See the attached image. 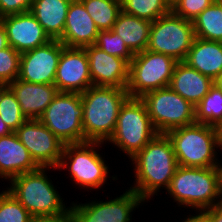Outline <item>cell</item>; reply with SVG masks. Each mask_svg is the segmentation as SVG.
<instances>
[{
	"instance_id": "cell-1",
	"label": "cell",
	"mask_w": 222,
	"mask_h": 222,
	"mask_svg": "<svg viewBox=\"0 0 222 222\" xmlns=\"http://www.w3.org/2000/svg\"><path fill=\"white\" fill-rule=\"evenodd\" d=\"M135 181L130 187L145 202L168 189L178 167L172 143L166 134H157L131 158Z\"/></svg>"
},
{
	"instance_id": "cell-2",
	"label": "cell",
	"mask_w": 222,
	"mask_h": 222,
	"mask_svg": "<svg viewBox=\"0 0 222 222\" xmlns=\"http://www.w3.org/2000/svg\"><path fill=\"white\" fill-rule=\"evenodd\" d=\"M166 192L178 204L195 213L222 202V166L199 168L178 165Z\"/></svg>"
},
{
	"instance_id": "cell-3",
	"label": "cell",
	"mask_w": 222,
	"mask_h": 222,
	"mask_svg": "<svg viewBox=\"0 0 222 222\" xmlns=\"http://www.w3.org/2000/svg\"><path fill=\"white\" fill-rule=\"evenodd\" d=\"M129 98L127 89L90 86L81 94L84 142H107L113 135L119 111Z\"/></svg>"
},
{
	"instance_id": "cell-4",
	"label": "cell",
	"mask_w": 222,
	"mask_h": 222,
	"mask_svg": "<svg viewBox=\"0 0 222 222\" xmlns=\"http://www.w3.org/2000/svg\"><path fill=\"white\" fill-rule=\"evenodd\" d=\"M50 167L23 173L10 180L7 189L32 216H69L64 199L59 195L57 186L48 178ZM63 199V200H62Z\"/></svg>"
},
{
	"instance_id": "cell-5",
	"label": "cell",
	"mask_w": 222,
	"mask_h": 222,
	"mask_svg": "<svg viewBox=\"0 0 222 222\" xmlns=\"http://www.w3.org/2000/svg\"><path fill=\"white\" fill-rule=\"evenodd\" d=\"M166 135L172 143L178 165L199 168L222 166L217 156L220 148L217 127L195 122L173 129Z\"/></svg>"
},
{
	"instance_id": "cell-6",
	"label": "cell",
	"mask_w": 222,
	"mask_h": 222,
	"mask_svg": "<svg viewBox=\"0 0 222 222\" xmlns=\"http://www.w3.org/2000/svg\"><path fill=\"white\" fill-rule=\"evenodd\" d=\"M103 142H84L66 144L63 148L61 161L57 169L68 170L71 181L83 189H99L109 176V166L106 160L98 153ZM98 148V149H97ZM97 149V150H96ZM89 189V190H88Z\"/></svg>"
},
{
	"instance_id": "cell-7",
	"label": "cell",
	"mask_w": 222,
	"mask_h": 222,
	"mask_svg": "<svg viewBox=\"0 0 222 222\" xmlns=\"http://www.w3.org/2000/svg\"><path fill=\"white\" fill-rule=\"evenodd\" d=\"M157 134L145 103L129 97L121 106L115 131L106 143L118 147L131 159Z\"/></svg>"
},
{
	"instance_id": "cell-8",
	"label": "cell",
	"mask_w": 222,
	"mask_h": 222,
	"mask_svg": "<svg viewBox=\"0 0 222 222\" xmlns=\"http://www.w3.org/2000/svg\"><path fill=\"white\" fill-rule=\"evenodd\" d=\"M177 63L170 56L148 50L134 54L126 88L129 97L141 98L147 92L168 87Z\"/></svg>"
},
{
	"instance_id": "cell-9",
	"label": "cell",
	"mask_w": 222,
	"mask_h": 222,
	"mask_svg": "<svg viewBox=\"0 0 222 222\" xmlns=\"http://www.w3.org/2000/svg\"><path fill=\"white\" fill-rule=\"evenodd\" d=\"M158 134L196 122L195 107L169 86L147 92L140 98Z\"/></svg>"
},
{
	"instance_id": "cell-10",
	"label": "cell",
	"mask_w": 222,
	"mask_h": 222,
	"mask_svg": "<svg viewBox=\"0 0 222 222\" xmlns=\"http://www.w3.org/2000/svg\"><path fill=\"white\" fill-rule=\"evenodd\" d=\"M81 94L58 92L39 120L65 145L84 143Z\"/></svg>"
},
{
	"instance_id": "cell-11",
	"label": "cell",
	"mask_w": 222,
	"mask_h": 222,
	"mask_svg": "<svg viewBox=\"0 0 222 222\" xmlns=\"http://www.w3.org/2000/svg\"><path fill=\"white\" fill-rule=\"evenodd\" d=\"M195 39L193 21L172 11L152 22L147 49L184 61Z\"/></svg>"
},
{
	"instance_id": "cell-12",
	"label": "cell",
	"mask_w": 222,
	"mask_h": 222,
	"mask_svg": "<svg viewBox=\"0 0 222 222\" xmlns=\"http://www.w3.org/2000/svg\"><path fill=\"white\" fill-rule=\"evenodd\" d=\"M145 201L133 190L126 189L125 193L109 201L92 200L88 203L70 205L71 222H132L133 211Z\"/></svg>"
},
{
	"instance_id": "cell-13",
	"label": "cell",
	"mask_w": 222,
	"mask_h": 222,
	"mask_svg": "<svg viewBox=\"0 0 222 222\" xmlns=\"http://www.w3.org/2000/svg\"><path fill=\"white\" fill-rule=\"evenodd\" d=\"M15 133L40 167L57 169L65 144L39 119H27Z\"/></svg>"
},
{
	"instance_id": "cell-14",
	"label": "cell",
	"mask_w": 222,
	"mask_h": 222,
	"mask_svg": "<svg viewBox=\"0 0 222 222\" xmlns=\"http://www.w3.org/2000/svg\"><path fill=\"white\" fill-rule=\"evenodd\" d=\"M59 40L21 53L18 79L35 84L54 85L56 70L62 49Z\"/></svg>"
},
{
	"instance_id": "cell-15",
	"label": "cell",
	"mask_w": 222,
	"mask_h": 222,
	"mask_svg": "<svg viewBox=\"0 0 222 222\" xmlns=\"http://www.w3.org/2000/svg\"><path fill=\"white\" fill-rule=\"evenodd\" d=\"M54 86L59 92L79 94L93 86L89 60L84 48L64 47L62 49Z\"/></svg>"
},
{
	"instance_id": "cell-16",
	"label": "cell",
	"mask_w": 222,
	"mask_h": 222,
	"mask_svg": "<svg viewBox=\"0 0 222 222\" xmlns=\"http://www.w3.org/2000/svg\"><path fill=\"white\" fill-rule=\"evenodd\" d=\"M93 86L126 89L129 81V63L122 58L109 55L94 44L84 47Z\"/></svg>"
},
{
	"instance_id": "cell-17",
	"label": "cell",
	"mask_w": 222,
	"mask_h": 222,
	"mask_svg": "<svg viewBox=\"0 0 222 222\" xmlns=\"http://www.w3.org/2000/svg\"><path fill=\"white\" fill-rule=\"evenodd\" d=\"M7 32L9 46L22 53L51 41L41 24L28 11L0 18Z\"/></svg>"
},
{
	"instance_id": "cell-18",
	"label": "cell",
	"mask_w": 222,
	"mask_h": 222,
	"mask_svg": "<svg viewBox=\"0 0 222 222\" xmlns=\"http://www.w3.org/2000/svg\"><path fill=\"white\" fill-rule=\"evenodd\" d=\"M98 28L80 0H72L59 41L70 48H84L95 44Z\"/></svg>"
},
{
	"instance_id": "cell-19",
	"label": "cell",
	"mask_w": 222,
	"mask_h": 222,
	"mask_svg": "<svg viewBox=\"0 0 222 222\" xmlns=\"http://www.w3.org/2000/svg\"><path fill=\"white\" fill-rule=\"evenodd\" d=\"M40 166L15 132L0 137V178L10 181L23 173L33 172Z\"/></svg>"
},
{
	"instance_id": "cell-20",
	"label": "cell",
	"mask_w": 222,
	"mask_h": 222,
	"mask_svg": "<svg viewBox=\"0 0 222 222\" xmlns=\"http://www.w3.org/2000/svg\"><path fill=\"white\" fill-rule=\"evenodd\" d=\"M27 119H39L59 92L51 84L28 83L18 78L8 85Z\"/></svg>"
},
{
	"instance_id": "cell-21",
	"label": "cell",
	"mask_w": 222,
	"mask_h": 222,
	"mask_svg": "<svg viewBox=\"0 0 222 222\" xmlns=\"http://www.w3.org/2000/svg\"><path fill=\"white\" fill-rule=\"evenodd\" d=\"M214 86V80L202 75L184 61L178 62L172 74L169 87L194 107Z\"/></svg>"
},
{
	"instance_id": "cell-22",
	"label": "cell",
	"mask_w": 222,
	"mask_h": 222,
	"mask_svg": "<svg viewBox=\"0 0 222 222\" xmlns=\"http://www.w3.org/2000/svg\"><path fill=\"white\" fill-rule=\"evenodd\" d=\"M184 62L215 80L222 72V42L195 37Z\"/></svg>"
},
{
	"instance_id": "cell-23",
	"label": "cell",
	"mask_w": 222,
	"mask_h": 222,
	"mask_svg": "<svg viewBox=\"0 0 222 222\" xmlns=\"http://www.w3.org/2000/svg\"><path fill=\"white\" fill-rule=\"evenodd\" d=\"M72 0H34L30 12L43 27L51 40H59L65 28L69 5Z\"/></svg>"
},
{
	"instance_id": "cell-24",
	"label": "cell",
	"mask_w": 222,
	"mask_h": 222,
	"mask_svg": "<svg viewBox=\"0 0 222 222\" xmlns=\"http://www.w3.org/2000/svg\"><path fill=\"white\" fill-rule=\"evenodd\" d=\"M152 22L120 11L112 31L122 38L127 48L133 53L147 49Z\"/></svg>"
},
{
	"instance_id": "cell-25",
	"label": "cell",
	"mask_w": 222,
	"mask_h": 222,
	"mask_svg": "<svg viewBox=\"0 0 222 222\" xmlns=\"http://www.w3.org/2000/svg\"><path fill=\"white\" fill-rule=\"evenodd\" d=\"M195 37L222 42V6L215 0L193 20Z\"/></svg>"
},
{
	"instance_id": "cell-26",
	"label": "cell",
	"mask_w": 222,
	"mask_h": 222,
	"mask_svg": "<svg viewBox=\"0 0 222 222\" xmlns=\"http://www.w3.org/2000/svg\"><path fill=\"white\" fill-rule=\"evenodd\" d=\"M99 31L112 30L122 10L121 0H80Z\"/></svg>"
},
{
	"instance_id": "cell-27",
	"label": "cell",
	"mask_w": 222,
	"mask_h": 222,
	"mask_svg": "<svg viewBox=\"0 0 222 222\" xmlns=\"http://www.w3.org/2000/svg\"><path fill=\"white\" fill-rule=\"evenodd\" d=\"M125 13L153 22L171 11L168 0H121Z\"/></svg>"
},
{
	"instance_id": "cell-28",
	"label": "cell",
	"mask_w": 222,
	"mask_h": 222,
	"mask_svg": "<svg viewBox=\"0 0 222 222\" xmlns=\"http://www.w3.org/2000/svg\"><path fill=\"white\" fill-rule=\"evenodd\" d=\"M195 120L215 127L222 123V91L215 85L195 107Z\"/></svg>"
},
{
	"instance_id": "cell-29",
	"label": "cell",
	"mask_w": 222,
	"mask_h": 222,
	"mask_svg": "<svg viewBox=\"0 0 222 222\" xmlns=\"http://www.w3.org/2000/svg\"><path fill=\"white\" fill-rule=\"evenodd\" d=\"M0 118L12 132L27 120L21 112L14 92L8 85L0 86Z\"/></svg>"
},
{
	"instance_id": "cell-30",
	"label": "cell",
	"mask_w": 222,
	"mask_h": 222,
	"mask_svg": "<svg viewBox=\"0 0 222 222\" xmlns=\"http://www.w3.org/2000/svg\"><path fill=\"white\" fill-rule=\"evenodd\" d=\"M31 217L8 190L0 192V222H29Z\"/></svg>"
},
{
	"instance_id": "cell-31",
	"label": "cell",
	"mask_w": 222,
	"mask_h": 222,
	"mask_svg": "<svg viewBox=\"0 0 222 222\" xmlns=\"http://www.w3.org/2000/svg\"><path fill=\"white\" fill-rule=\"evenodd\" d=\"M94 45L109 55L125 59L128 63L134 57V54L127 48L122 38L112 30L99 31Z\"/></svg>"
},
{
	"instance_id": "cell-32",
	"label": "cell",
	"mask_w": 222,
	"mask_h": 222,
	"mask_svg": "<svg viewBox=\"0 0 222 222\" xmlns=\"http://www.w3.org/2000/svg\"><path fill=\"white\" fill-rule=\"evenodd\" d=\"M21 53L9 46L0 50V86L9 85L19 76Z\"/></svg>"
},
{
	"instance_id": "cell-33",
	"label": "cell",
	"mask_w": 222,
	"mask_h": 222,
	"mask_svg": "<svg viewBox=\"0 0 222 222\" xmlns=\"http://www.w3.org/2000/svg\"><path fill=\"white\" fill-rule=\"evenodd\" d=\"M215 0H174L171 11L184 19L193 21L204 9Z\"/></svg>"
},
{
	"instance_id": "cell-34",
	"label": "cell",
	"mask_w": 222,
	"mask_h": 222,
	"mask_svg": "<svg viewBox=\"0 0 222 222\" xmlns=\"http://www.w3.org/2000/svg\"><path fill=\"white\" fill-rule=\"evenodd\" d=\"M34 0H0V18L30 11Z\"/></svg>"
},
{
	"instance_id": "cell-35",
	"label": "cell",
	"mask_w": 222,
	"mask_h": 222,
	"mask_svg": "<svg viewBox=\"0 0 222 222\" xmlns=\"http://www.w3.org/2000/svg\"><path fill=\"white\" fill-rule=\"evenodd\" d=\"M209 222H222V202L200 212Z\"/></svg>"
},
{
	"instance_id": "cell-36",
	"label": "cell",
	"mask_w": 222,
	"mask_h": 222,
	"mask_svg": "<svg viewBox=\"0 0 222 222\" xmlns=\"http://www.w3.org/2000/svg\"><path fill=\"white\" fill-rule=\"evenodd\" d=\"M29 222H71L70 216H32Z\"/></svg>"
},
{
	"instance_id": "cell-37",
	"label": "cell",
	"mask_w": 222,
	"mask_h": 222,
	"mask_svg": "<svg viewBox=\"0 0 222 222\" xmlns=\"http://www.w3.org/2000/svg\"><path fill=\"white\" fill-rule=\"evenodd\" d=\"M8 47L9 43H8L7 32L5 30L3 23L0 20V50H3Z\"/></svg>"
},
{
	"instance_id": "cell-38",
	"label": "cell",
	"mask_w": 222,
	"mask_h": 222,
	"mask_svg": "<svg viewBox=\"0 0 222 222\" xmlns=\"http://www.w3.org/2000/svg\"><path fill=\"white\" fill-rule=\"evenodd\" d=\"M196 214L185 217L182 222H209L200 212Z\"/></svg>"
},
{
	"instance_id": "cell-39",
	"label": "cell",
	"mask_w": 222,
	"mask_h": 222,
	"mask_svg": "<svg viewBox=\"0 0 222 222\" xmlns=\"http://www.w3.org/2000/svg\"><path fill=\"white\" fill-rule=\"evenodd\" d=\"M10 133H12V131L5 124V122L0 118V137L9 135Z\"/></svg>"
},
{
	"instance_id": "cell-40",
	"label": "cell",
	"mask_w": 222,
	"mask_h": 222,
	"mask_svg": "<svg viewBox=\"0 0 222 222\" xmlns=\"http://www.w3.org/2000/svg\"><path fill=\"white\" fill-rule=\"evenodd\" d=\"M214 85L222 91V72L221 74L214 80Z\"/></svg>"
},
{
	"instance_id": "cell-41",
	"label": "cell",
	"mask_w": 222,
	"mask_h": 222,
	"mask_svg": "<svg viewBox=\"0 0 222 222\" xmlns=\"http://www.w3.org/2000/svg\"><path fill=\"white\" fill-rule=\"evenodd\" d=\"M220 150H222V123L217 127Z\"/></svg>"
},
{
	"instance_id": "cell-42",
	"label": "cell",
	"mask_w": 222,
	"mask_h": 222,
	"mask_svg": "<svg viewBox=\"0 0 222 222\" xmlns=\"http://www.w3.org/2000/svg\"><path fill=\"white\" fill-rule=\"evenodd\" d=\"M219 2V4L222 6V0H217Z\"/></svg>"
}]
</instances>
